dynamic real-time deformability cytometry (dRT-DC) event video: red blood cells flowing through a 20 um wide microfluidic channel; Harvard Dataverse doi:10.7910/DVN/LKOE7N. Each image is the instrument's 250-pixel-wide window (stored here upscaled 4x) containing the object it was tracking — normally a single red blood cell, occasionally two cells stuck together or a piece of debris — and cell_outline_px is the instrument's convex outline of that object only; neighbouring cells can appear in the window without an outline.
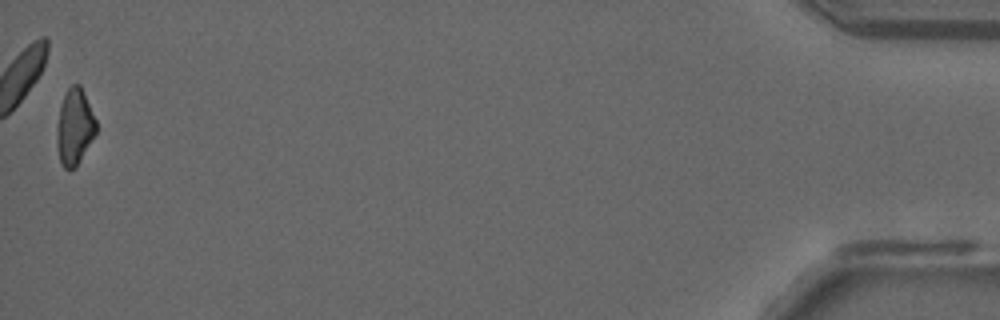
{"species": "common noctule bat (a hibernating species)", "species_latin": "Nyctalus noctula", "temperature_condition": "room temperature", "stored_images_in_passage": 45, "camera_frame_rate_fps": 3000, "um_per_image_px": 0.085, "animal": {"sex": "male", "forearm_length_mm": 52.5}, "frame": {"image": 1, "passage_image": 45, "time_ms": 14.667, "image_size_px": [1000, 320], "cell_outline_px": [[96, 132], [76, 168], [68, 172], [60, 164], [56, 148], [56, 128], [60, 108], [64, 96], [68, 88], [72, 84], [80, 84], [96, 120]], "centroid_in_image_um": [6.31, 10.85], "position_along_channel_um": 428.9, "area_um2": 17.57}}